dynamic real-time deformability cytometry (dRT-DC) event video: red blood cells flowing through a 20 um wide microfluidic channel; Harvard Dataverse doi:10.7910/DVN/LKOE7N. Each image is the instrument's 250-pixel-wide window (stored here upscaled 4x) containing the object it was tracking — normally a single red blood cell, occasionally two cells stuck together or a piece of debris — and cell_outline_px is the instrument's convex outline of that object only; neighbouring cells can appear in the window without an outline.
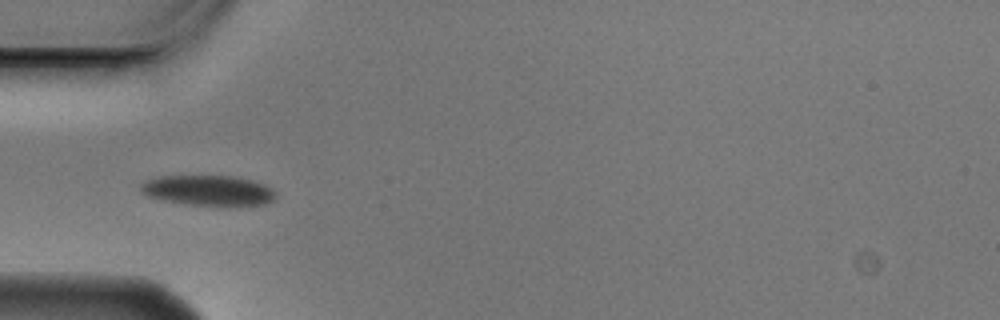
{"species": "Egyptian fruit bat (a non-hibernating species)", "species_latin": "Rousettus aegyptiacus", "temperature_condition": "cold", "stored_images_in_passage": 9, "camera_frame_rate_fps": 3000, "um_per_image_px": 0.085, "animal": {"sex": "male"}, "frame": {"image": 1, "passage_image": 4, "time_ms": 1.0, "image_size_px": [1000, 320], "cell_outline_px": [[276, 196], [272, 200], [264, 204], [188, 204], [164, 200], [148, 196], [140, 192], [140, 184], [144, 180], [160, 176], [232, 176], [252, 180], [264, 184], [276, 192]], "centroid_in_image_um": [17.65, 16.16], "position_along_channel_um": 67.4, "area_um2": 23.35}}
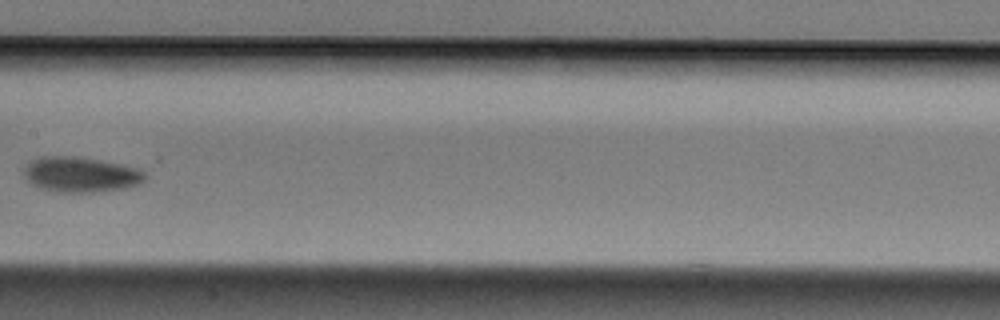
{"frame": {"image": 2, "passage_image": 7, "time_ms": 2.0, "image_size_px": [1000, 320], "cell_outline_px": [[148, 176], [140, 184], [128, 188], [92, 192], [56, 192], [40, 188], [32, 184], [24, 176], [24, 168], [32, 160], [40, 156], [72, 156], [100, 160], [124, 164], [140, 168]], "centroid_in_image_um": [6.91, 14.83], "position_along_channel_um": 200.5, "area_um2": 25.14}}
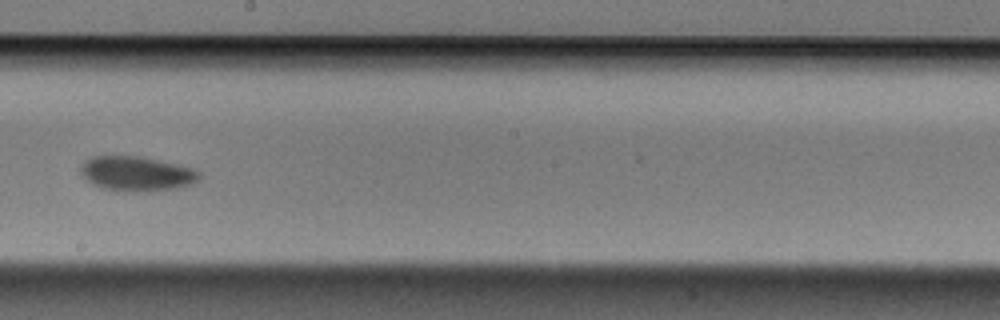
{"frame": {"image": 3, "passage_image": 8, "time_ms": 2.333, "image_size_px": [1000, 320], "cell_outline_px": [[204, 176], [200, 180], [192, 184], [180, 188], [136, 192], [128, 192], [100, 188], [92, 184], [80, 172], [80, 168], [84, 160], [92, 156], [140, 156], [176, 164], [192, 168], [200, 172]], "centroid_in_image_um": [11.64, 14.77], "position_along_channel_um": 236.6, "area_um2": 24.28}}